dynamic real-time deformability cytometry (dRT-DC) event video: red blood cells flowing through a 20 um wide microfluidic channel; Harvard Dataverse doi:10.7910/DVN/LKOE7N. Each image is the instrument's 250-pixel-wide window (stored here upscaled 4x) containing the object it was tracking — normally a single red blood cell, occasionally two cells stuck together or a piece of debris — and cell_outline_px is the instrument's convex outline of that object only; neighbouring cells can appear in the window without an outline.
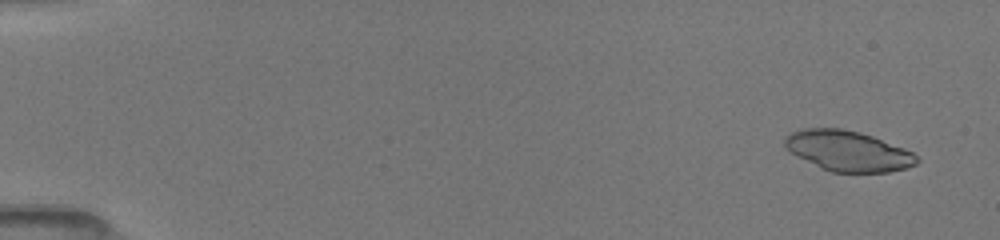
{"species": "common noctule bat (a hibernating species)", "species_latin": "Nyctalus noctula", "temperature_condition": "room temperature", "stored_images_in_passage": 51, "camera_frame_rate_fps": 3000, "um_per_image_px": 0.085, "animal": {"sex": "female", "body_mass_g": 19.5, "forearm_length_mm": 54.1}, "frame": {"image": 1, "passage_image": 3, "time_ms": 0.667, "image_size_px": [1000, 240], "cell_outline_px": [[920, 160], [916, 164], [904, 168], [888, 172], [832, 172], [820, 168], [784, 148], [784, 136], [800, 128], [840, 128], [860, 132], [872, 136], [904, 148], [912, 152]], "centroid_in_image_um": [72.05, 12.82], "position_along_channel_um": 13.0, "area_um2": 30.98}}